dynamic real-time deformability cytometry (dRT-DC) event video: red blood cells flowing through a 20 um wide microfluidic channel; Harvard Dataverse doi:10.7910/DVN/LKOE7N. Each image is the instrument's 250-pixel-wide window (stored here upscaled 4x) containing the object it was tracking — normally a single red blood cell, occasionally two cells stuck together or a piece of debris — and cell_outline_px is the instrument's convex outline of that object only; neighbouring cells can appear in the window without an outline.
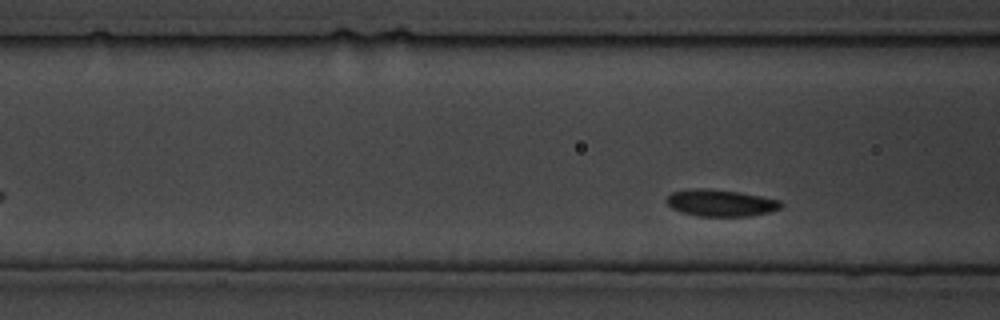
{"species": "common noctule bat (a hibernating species)", "species_latin": "Nyctalus noctula", "temperature_condition": "cold", "stored_images_in_passage": 70, "camera_frame_rate_fps": 3000, "um_per_image_px": 0.085, "animal": {"sex": "male", "body_mass_g": 19.5, "forearm_length_mm": 54.6}, "frame": {"image": 1, "passage_image": 14, "time_ms": 4.333, "image_size_px": [1000, 320], "cell_outline_px": [[784, 204], [780, 208], [768, 212], [748, 216], [696, 216], [680, 212], [672, 208], [664, 200], [672, 192], [692, 188], [708, 188], [740, 192], [780, 200]], "centroid_in_image_um": [61.22, 17.24], "position_along_channel_um": 105.4, "area_um2": 17.98}}
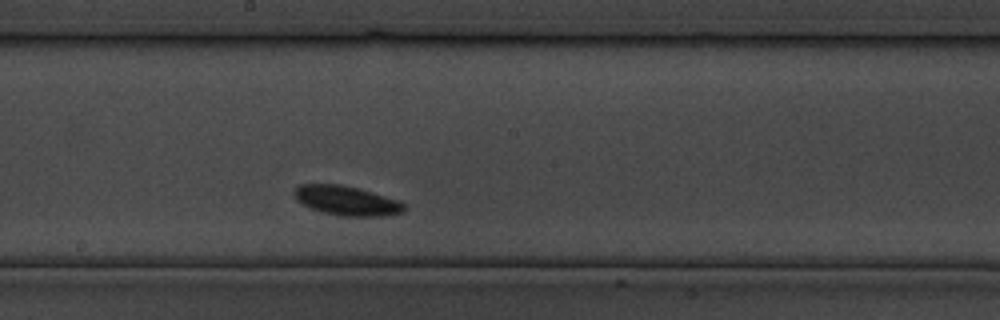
{"frame": {"image": 2, "passage_image": 37, "time_ms": 12.0, "image_size_px": [1000, 320], "cell_outline_px": [[408, 208], [404, 212], [384, 216], [340, 216], [320, 212], [300, 204], [296, 200], [292, 192], [300, 184], [340, 184], [360, 188], [400, 200]], "centroid_in_image_um": [29.47, 17.06], "position_along_channel_um": 218.7, "area_um2": 19.36}}
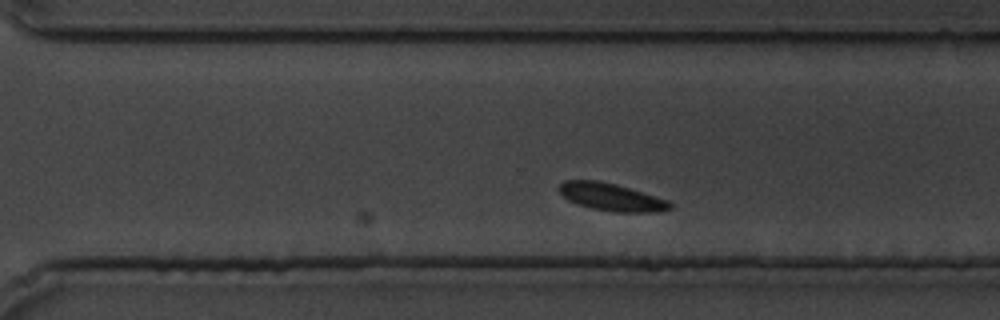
{"frame": {"image": 3, "passage_image": 57, "time_ms": 18.667, "image_size_px": [1000, 320], "cell_outline_px": [[672, 208], [660, 212], [612, 212], [592, 208], [576, 204], [568, 200], [560, 192], [560, 184], [564, 180], [596, 180], [616, 184], [668, 200], [672, 204]], "centroid_in_image_um": [51.98, 16.76], "position_along_channel_um": 318.6, "area_um2": 17.74}}